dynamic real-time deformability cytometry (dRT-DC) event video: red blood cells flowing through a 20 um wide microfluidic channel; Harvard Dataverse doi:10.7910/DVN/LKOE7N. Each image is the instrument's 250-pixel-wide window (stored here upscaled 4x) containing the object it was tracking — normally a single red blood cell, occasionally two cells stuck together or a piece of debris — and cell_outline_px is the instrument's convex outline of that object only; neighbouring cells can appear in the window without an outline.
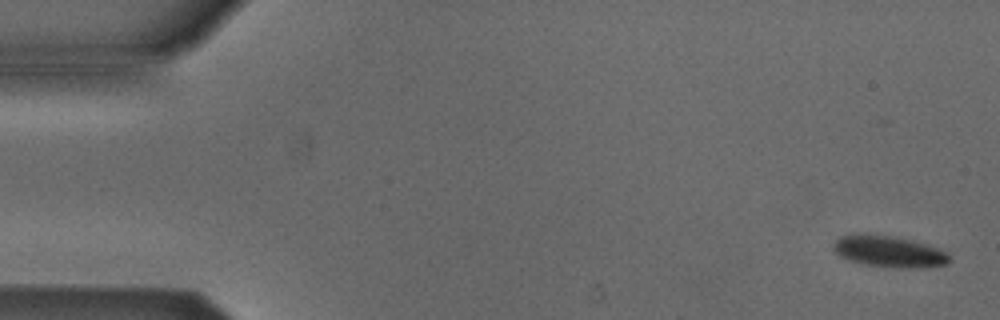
{"species": "Egyptian fruit bat (a non-hibernating species)", "species_latin": "Rousettus aegyptiacus", "temperature_condition": "cold", "stored_images_in_passage": 5, "camera_frame_rate_fps": 3000, "um_per_image_px": 0.085, "animal": {"sex": "male"}, "frame": {"image": 1, "passage_image": 1, "time_ms": 0.0, "image_size_px": [1000, 320], "cell_outline_px": [[952, 260], [948, 264], [928, 268], [900, 268], [864, 264], [848, 260], [840, 256], [832, 248], [836, 240], [840, 236], [892, 236], [912, 240], [940, 248], [948, 252], [952, 256]], "centroid_in_image_um": [75.7, 21.42], "position_along_channel_um": 9.3, "area_um2": 21.04}}
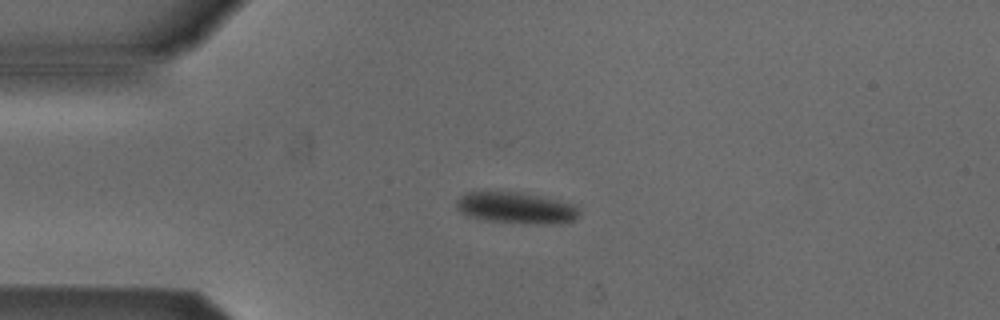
{"frame": {"image": 2, "passage_image": 4, "time_ms": 3.667, "image_size_px": [1000, 320], "cell_outline_px": [[580, 216], [576, 220], [568, 224], [536, 224], [484, 220], [468, 216], [460, 212], [456, 208], [456, 200], [460, 196], [468, 192], [520, 192], [540, 196], [572, 204], [580, 208]], "centroid_in_image_um": [43.92, 17.69], "position_along_channel_um": 41.1, "area_um2": 22.72}}